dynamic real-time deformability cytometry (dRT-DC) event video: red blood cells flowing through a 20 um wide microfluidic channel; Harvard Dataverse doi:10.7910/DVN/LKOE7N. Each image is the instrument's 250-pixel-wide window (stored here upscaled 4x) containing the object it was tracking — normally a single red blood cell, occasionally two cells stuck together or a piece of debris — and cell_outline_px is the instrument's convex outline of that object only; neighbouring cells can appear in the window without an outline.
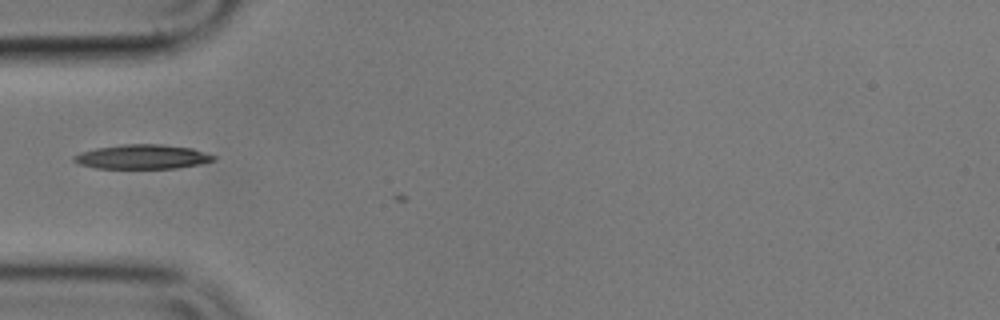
{"species": "common noctule bat (a hibernating species)", "species_latin": "Nyctalus noctula", "temperature_condition": "cold", "stored_images_in_passage": 3, "camera_frame_rate_fps": 3000, "um_per_image_px": 0.085, "animal": {"sex": "male", "body_mass_g": 17.9}, "frame": {"image": 1, "passage_image": 2, "time_ms": 0.333, "image_size_px": [1000, 320], "cell_outline_px": [[216, 160], [200, 164], [176, 168], [96, 168], [80, 164], [72, 160], [72, 156], [80, 152], [96, 148], [124, 144], [160, 144], [192, 148], [216, 156]], "centroid_in_image_um": [12.1, 13.32], "position_along_channel_um": 72.9, "area_um2": 19.83}}